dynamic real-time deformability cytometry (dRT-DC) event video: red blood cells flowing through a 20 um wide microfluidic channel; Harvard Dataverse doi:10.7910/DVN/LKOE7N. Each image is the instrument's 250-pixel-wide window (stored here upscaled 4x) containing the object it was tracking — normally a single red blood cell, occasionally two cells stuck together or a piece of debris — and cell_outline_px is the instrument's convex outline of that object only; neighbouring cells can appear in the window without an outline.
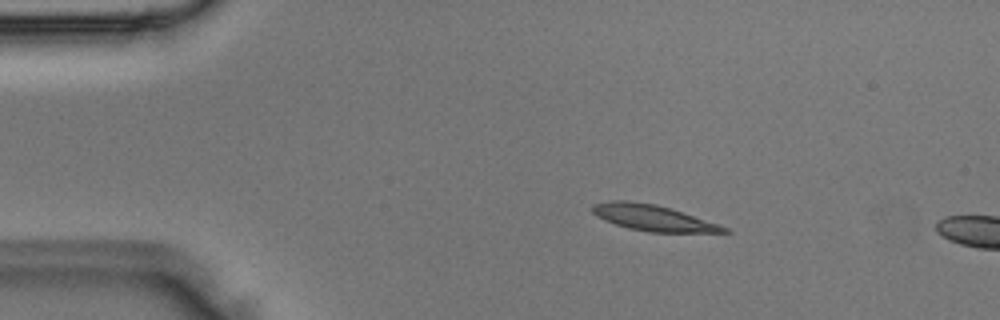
{"species": "Egyptian fruit bat (a non-hibernating species)", "species_latin": "Rousettus aegyptiacus", "temperature_condition": "room temperature", "stored_images_in_passage": 3, "camera_frame_rate_fps": 3000, "um_per_image_px": 0.085, "animal": {"sex": "male"}, "frame": {"image": 1, "passage_image": 2, "time_ms": 0.333, "image_size_px": [1000, 320], "cell_outline_px": [[732, 232], [648, 232], [628, 228], [604, 220], [596, 216], [592, 212], [592, 204], [612, 200], [628, 200], [656, 204], [720, 224], [728, 228]], "centroid_in_image_um": [55.48, 18.51], "position_along_channel_um": 29.5, "area_um2": 19.83}}